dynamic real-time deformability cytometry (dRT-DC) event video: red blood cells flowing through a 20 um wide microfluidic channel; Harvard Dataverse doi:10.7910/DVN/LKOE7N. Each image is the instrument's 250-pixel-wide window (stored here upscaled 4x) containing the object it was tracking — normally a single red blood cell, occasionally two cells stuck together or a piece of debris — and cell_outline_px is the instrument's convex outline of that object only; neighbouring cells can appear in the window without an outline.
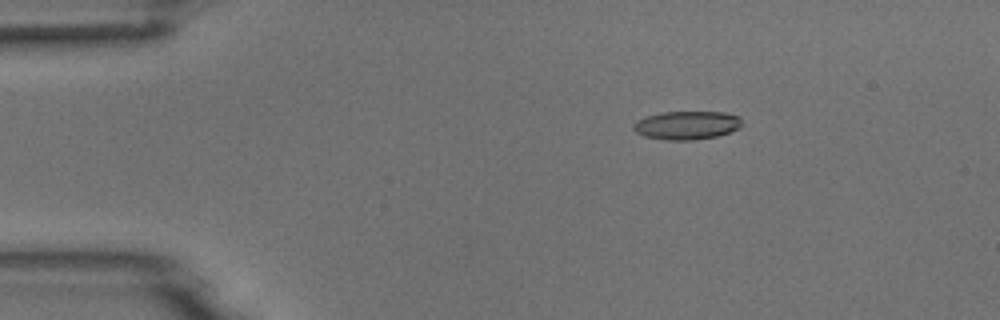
{"species": "common noctule bat (a hibernating species)", "species_latin": "Nyctalus noctula", "temperature_condition": "room temperature", "stored_images_in_passage": 5, "camera_frame_rate_fps": 3000, "um_per_image_px": 0.085, "animal": {"sex": "male", "body_mass_g": 18.8}, "frame": {"image": 1, "passage_image": 3, "time_ms": 2.333, "image_size_px": [1000, 320], "cell_outline_px": [[740, 128], [716, 136], [692, 140], [668, 140], [644, 136], [636, 132], [632, 128], [632, 124], [636, 120], [644, 116], [660, 112], [724, 112], [740, 116]], "centroid_in_image_um": [58.32, 10.63], "position_along_channel_um": 26.7, "area_um2": 18.03}}
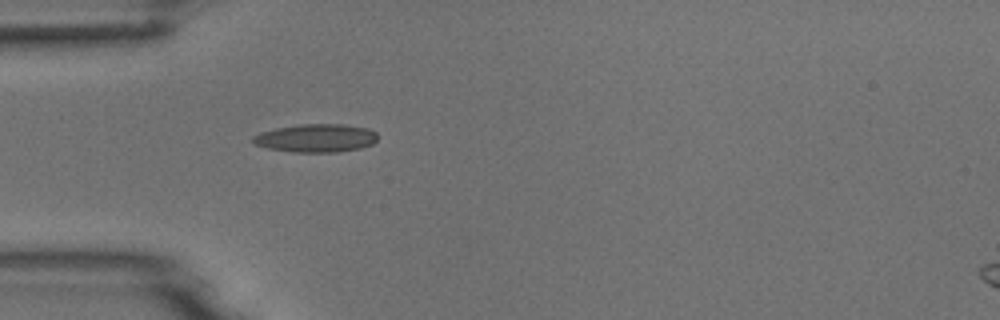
{"frame": {"image": 2, "passage_image": 5, "time_ms": 4.667, "image_size_px": [1000, 320], "cell_outline_px": [[376, 140], [372, 144], [360, 148], [336, 152], [292, 152], [268, 148], [252, 144], [252, 136], [260, 132], [276, 128], [300, 124], [344, 124], [368, 128], [376, 132]], "centroid_in_image_um": [26.83, 11.73], "position_along_channel_um": 58.2, "area_um2": 20.58}}